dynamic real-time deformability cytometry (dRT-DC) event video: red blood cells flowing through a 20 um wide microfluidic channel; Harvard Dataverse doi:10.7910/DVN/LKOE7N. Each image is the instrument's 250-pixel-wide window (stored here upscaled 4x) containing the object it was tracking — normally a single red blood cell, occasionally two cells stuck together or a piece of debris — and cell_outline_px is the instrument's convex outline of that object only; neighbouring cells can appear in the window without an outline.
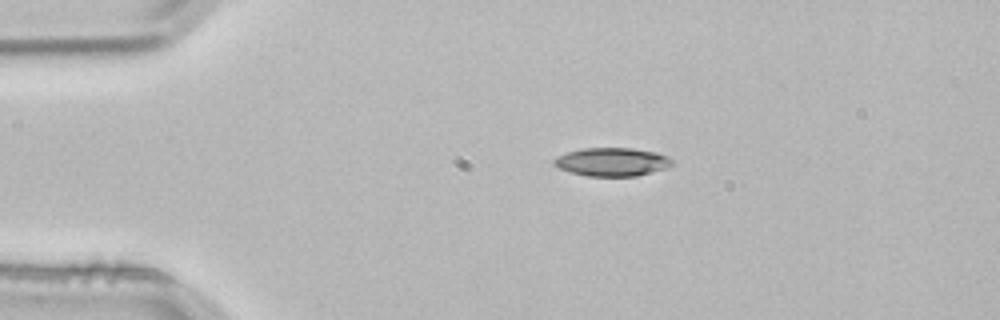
{"species": "common noctule bat (a hibernating species)", "species_latin": "Nyctalus noctula", "temperature_condition": "room temperature", "stored_images_in_passage": 2, "camera_frame_rate_fps": 3000, "um_per_image_px": 0.085, "animal": {"sex": "male", "body_mass_g": 21.5, "forearm_length_mm": 52.0}, "frame": {"image": 1, "passage_image": 1, "time_ms": 0.0, "image_size_px": [1000, 320], "cell_outline_px": [[676, 164], [664, 168], [636, 176], [588, 176], [572, 172], [560, 168], [552, 164], [552, 160], [556, 156], [568, 152], [584, 148], [632, 148], [656, 152], [668, 156]], "centroid_in_image_um": [52.03, 13.75], "position_along_channel_um": 33.0, "area_um2": 19.48}}